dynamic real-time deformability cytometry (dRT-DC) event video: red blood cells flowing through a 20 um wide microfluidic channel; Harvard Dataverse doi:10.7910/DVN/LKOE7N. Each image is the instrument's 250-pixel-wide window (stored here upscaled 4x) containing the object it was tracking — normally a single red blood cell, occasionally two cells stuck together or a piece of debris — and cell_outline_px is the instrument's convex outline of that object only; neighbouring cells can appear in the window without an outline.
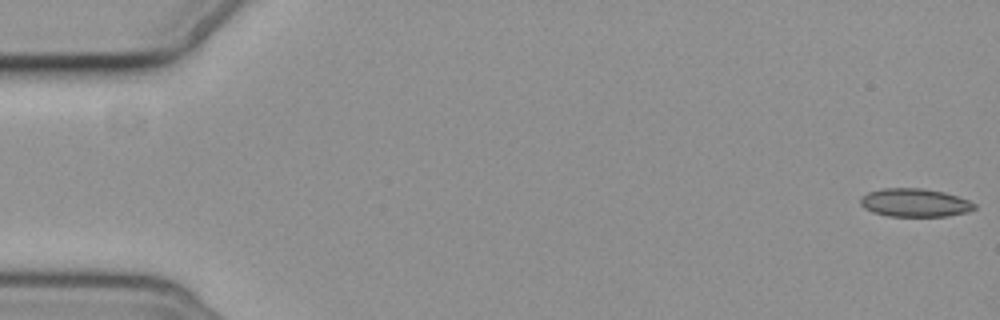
{"species": "common noctule bat (a hibernating species)", "species_latin": "Nyctalus noctula", "temperature_condition": "cold", "stored_images_in_passage": 19, "camera_frame_rate_fps": 3000, "um_per_image_px": 0.085, "animal": {"sex": "female", "body_mass_g": 19.3, "forearm_length_mm": 54.1}, "frame": {"image": 1, "passage_image": 1, "time_ms": 0.0, "image_size_px": [1000, 320], "cell_outline_px": [[976, 208], [968, 212], [948, 216], [888, 216], [872, 212], [864, 208], [860, 204], [860, 196], [868, 192], [880, 188], [924, 188], [944, 192], [968, 200], [976, 204]], "centroid_in_image_um": [77.73, 17.22], "position_along_channel_um": 7.3, "area_um2": 18.96}}
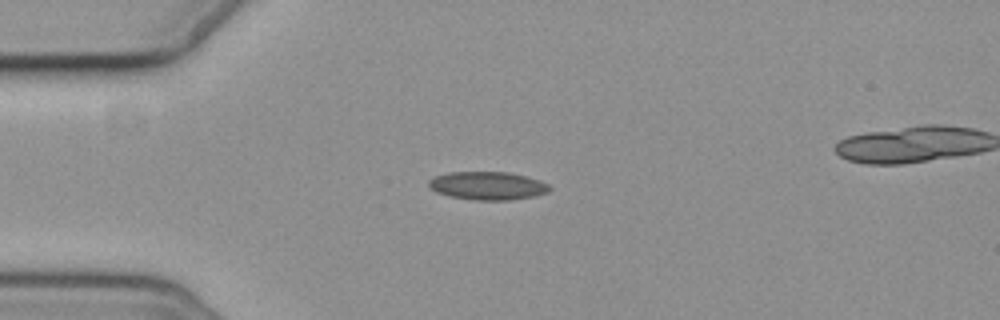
{"frame": {"image": 2, "passage_image": 5, "time_ms": 4.667, "image_size_px": [1000, 320], "cell_outline_px": [[552, 188], [548, 192], [532, 196], [508, 200], [476, 200], [448, 196], [436, 192], [428, 184], [428, 180], [436, 176], [448, 172], [508, 172], [528, 176], [540, 180], [548, 184]], "centroid_in_image_um": [41.46, 15.78], "position_along_channel_um": 43.5, "area_um2": 19.83}}
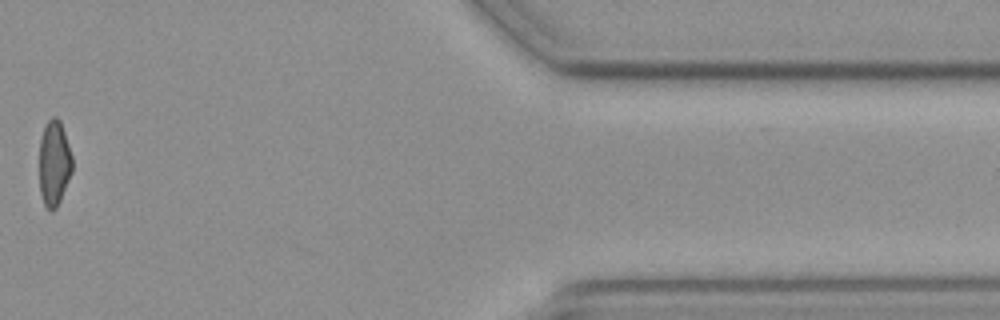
{"frame": {"image": 3, "passage_image": 18, "time_ms": 21.667, "image_size_px": [1000, 320], "cell_outline_px": [[72, 172], [60, 200], [56, 208], [52, 212], [44, 204], [40, 192], [40, 140], [44, 128], [48, 120], [52, 116], [56, 116], [60, 120], [72, 156]], "centroid_in_image_um": [4.6, 13.87], "position_along_channel_um": 406.8, "area_um2": 16.24}}